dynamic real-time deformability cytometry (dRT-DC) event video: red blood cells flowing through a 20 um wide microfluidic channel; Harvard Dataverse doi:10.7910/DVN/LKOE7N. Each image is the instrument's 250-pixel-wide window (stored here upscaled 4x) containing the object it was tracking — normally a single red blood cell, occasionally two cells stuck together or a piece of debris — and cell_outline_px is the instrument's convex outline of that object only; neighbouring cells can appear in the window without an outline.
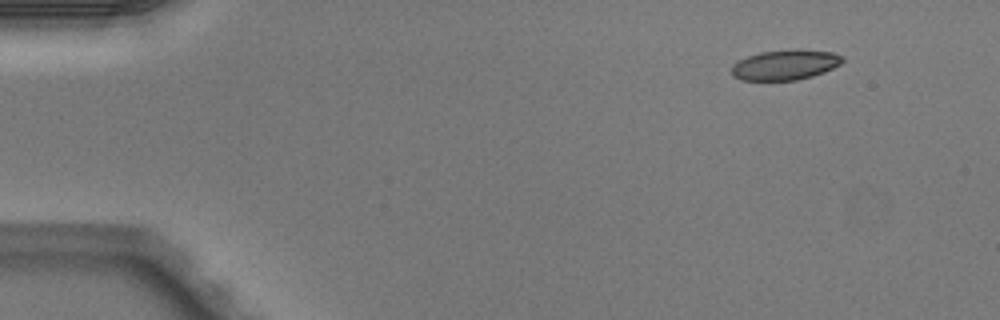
{"species": "Egyptian fruit bat (a non-hibernating species)", "species_latin": "Rousettus aegyptiacus", "temperature_condition": "warm", "stored_images_in_passage": 4, "camera_frame_rate_fps": 3000, "um_per_image_px": 0.085, "animal": {"sex": "male"}, "frame": {"image": 1, "passage_image": 1, "time_ms": 0.0, "image_size_px": [1000, 320], "cell_outline_px": [[844, 60], [840, 64], [824, 72], [812, 76], [796, 80], [740, 80], [732, 76], [732, 64], [748, 56], [760, 52], [796, 48], [832, 52], [844, 56]], "centroid_in_image_um": [66.75, 5.5], "position_along_channel_um": 18.3, "area_um2": 19.65}}
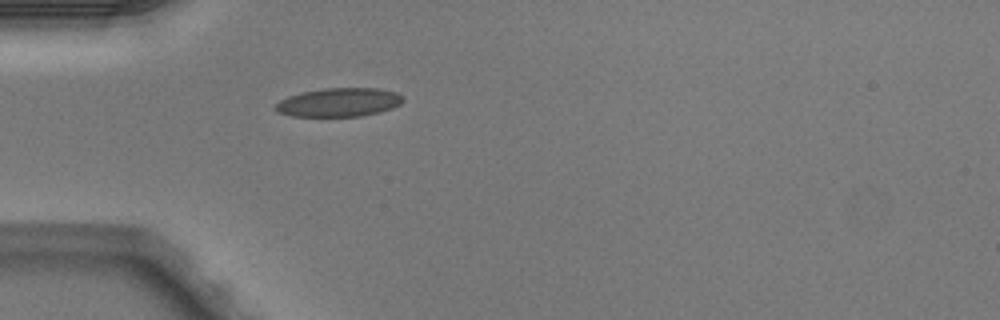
{"frame": {"image": 2, "passage_image": 4, "time_ms": 1.0, "image_size_px": [1000, 320], "cell_outline_px": [[404, 100], [400, 104], [392, 108], [380, 112], [360, 116], [292, 116], [280, 112], [276, 108], [276, 104], [280, 100], [288, 96], [300, 92], [324, 88], [376, 88], [396, 92], [404, 96]], "centroid_in_image_um": [28.85, 8.69], "position_along_channel_um": 56.2, "area_um2": 21.27}}